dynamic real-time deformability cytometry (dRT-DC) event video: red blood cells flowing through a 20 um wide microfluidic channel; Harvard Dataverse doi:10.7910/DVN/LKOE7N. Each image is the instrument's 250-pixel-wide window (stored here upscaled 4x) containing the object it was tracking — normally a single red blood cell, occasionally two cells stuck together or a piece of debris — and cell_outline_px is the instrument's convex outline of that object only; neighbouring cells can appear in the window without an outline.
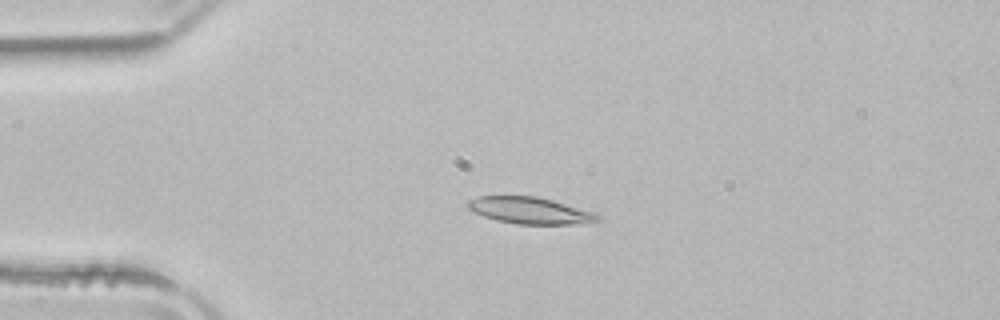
{"species": "common noctule bat (a hibernating species)", "species_latin": "Nyctalus noctula", "temperature_condition": "room temperature", "stored_images_in_passage": 51, "camera_frame_rate_fps": 3000, "um_per_image_px": 0.085, "animal": {"sex": "male", "body_mass_g": 21.5, "forearm_length_mm": 52.0}, "frame": {"image": 1, "passage_image": 12, "time_ms": 3.667, "image_size_px": [1000, 320], "cell_outline_px": [[600, 220], [572, 224], [516, 224], [496, 220], [484, 216], [468, 208], [468, 200], [476, 196], [536, 196], [552, 200], [596, 212], [600, 216]], "centroid_in_image_um": [45.06, 17.89], "position_along_channel_um": 39.9, "area_um2": 20.06}}
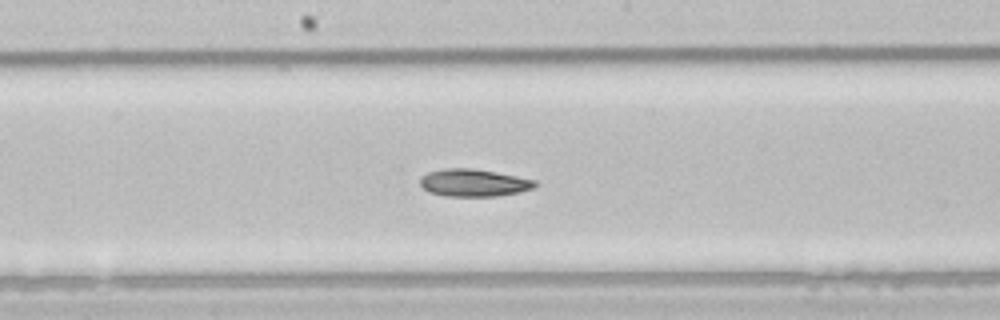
{"frame": {"image": 2, "passage_image": 27, "time_ms": 8.667, "image_size_px": [1000, 320], "cell_outline_px": [[540, 184], [536, 188], [520, 192], [496, 196], [444, 196], [428, 192], [420, 184], [420, 176], [428, 172], [444, 168], [472, 168], [496, 172], [536, 180]], "centroid_in_image_um": [40.29, 15.54], "position_along_channel_um": 207.9, "area_um2": 18.61}}
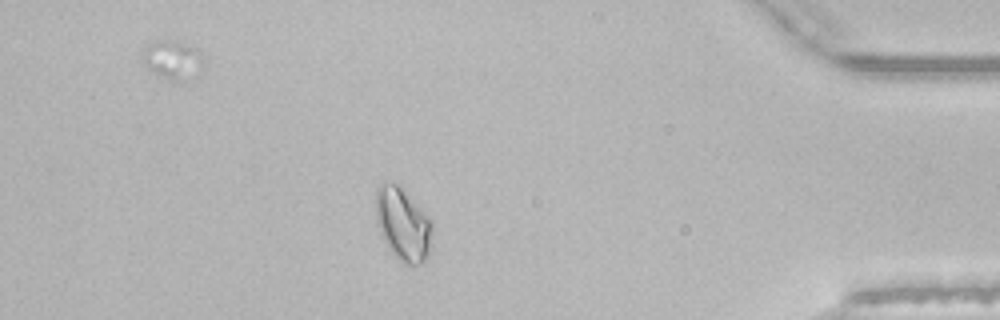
{"frame": {"image": 3, "passage_image": 45, "time_ms": 14.667, "image_size_px": [1000, 320], "cell_outline_px": [[432, 228], [428, 256], [420, 264], [404, 264], [388, 248], [380, 232], [376, 220], [376, 188], [380, 184], [400, 184], [432, 220]], "centroid_in_image_um": [34.25, 19.04], "position_along_channel_um": 401.0, "area_um2": 23.87}, "authors_computed_cell_mechanics": {"area_um2": 19.941, "velocity_mm_per_s": 3.9188, "shape_relaxation_time_tau1_ms": 5.5517, "shape_relaxation_time_tau2_ms": 2.855, "deformation_change_tau1": 0.125, "deformation_change_tau2": 0.0712}}